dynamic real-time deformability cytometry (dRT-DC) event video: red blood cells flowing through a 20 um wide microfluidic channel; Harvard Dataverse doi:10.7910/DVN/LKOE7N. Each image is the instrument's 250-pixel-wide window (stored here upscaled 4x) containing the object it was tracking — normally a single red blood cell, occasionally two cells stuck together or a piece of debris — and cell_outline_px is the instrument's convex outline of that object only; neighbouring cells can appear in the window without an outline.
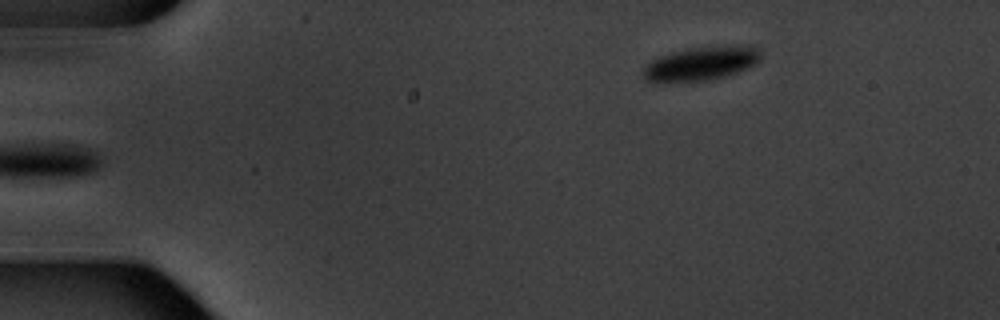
{"species": "common noctule bat (a hibernating species)", "species_latin": "Nyctalus noctula", "temperature_condition": "warm", "stored_images_in_passage": 6, "camera_frame_rate_fps": 3000, "um_per_image_px": 0.085, "animal": {"sex": "male", "body_mass_g": 20.1, "forearm_length_mm": 53.5}, "frame": {"image": 1, "passage_image": 6, "time_ms": 7.0, "image_size_px": [1000, 320], "cell_outline_px": [[760, 60], [756, 64], [748, 68], [724, 76], [704, 80], [648, 80], [640, 72], [652, 60], [660, 56], [672, 52], [688, 48], [736, 44], [756, 44], [760, 52]], "centroid_in_image_um": [59.71, 5.33], "position_along_channel_um": 25.3, "area_um2": 22.89}}